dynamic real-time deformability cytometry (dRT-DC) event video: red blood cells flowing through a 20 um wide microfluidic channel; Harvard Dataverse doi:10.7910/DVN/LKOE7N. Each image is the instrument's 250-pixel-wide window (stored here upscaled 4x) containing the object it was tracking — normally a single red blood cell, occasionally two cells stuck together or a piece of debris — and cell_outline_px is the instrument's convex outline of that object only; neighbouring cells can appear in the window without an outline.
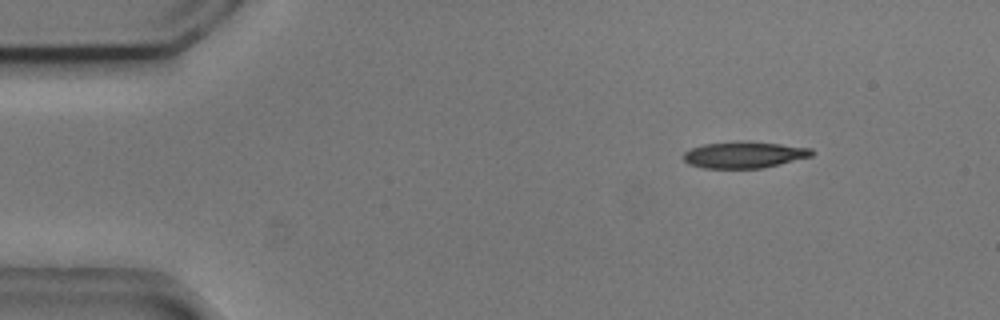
{"species": "common noctule bat (a hibernating species)", "species_latin": "Nyctalus noctula", "temperature_condition": "cold", "stored_images_in_passage": 2, "camera_frame_rate_fps": 3000, "um_per_image_px": 0.085, "animal": {"sex": "male", "body_mass_g": 20.5, "forearm_length_mm": 52.5}, "frame": {"image": 1, "passage_image": 1, "time_ms": 0.0, "image_size_px": [1000, 320], "cell_outline_px": [[812, 156], [760, 168], [704, 168], [688, 164], [684, 160], [684, 152], [692, 148], [704, 144], [744, 140], [780, 144], [812, 148]], "centroid_in_image_um": [63.22, 13.14], "position_along_channel_um": 21.8, "area_um2": 19.65}}